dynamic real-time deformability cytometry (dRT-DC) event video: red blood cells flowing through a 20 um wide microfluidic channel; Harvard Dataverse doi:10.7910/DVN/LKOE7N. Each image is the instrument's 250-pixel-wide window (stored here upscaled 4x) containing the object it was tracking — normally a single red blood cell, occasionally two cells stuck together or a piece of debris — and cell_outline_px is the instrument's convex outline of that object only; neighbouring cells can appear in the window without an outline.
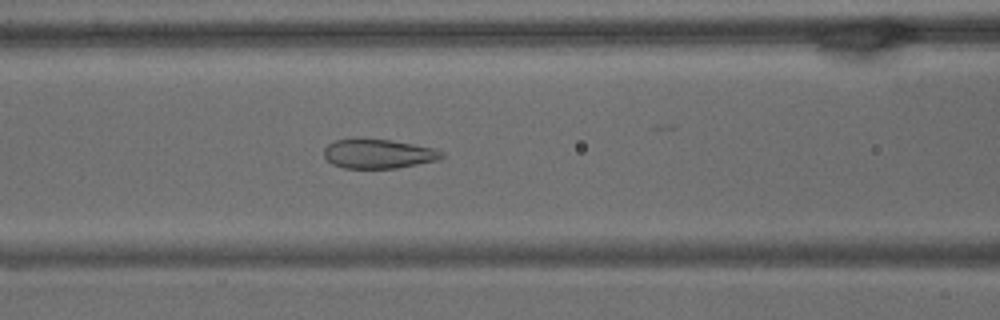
{"species": "common noctule bat (a hibernating species)", "species_latin": "Nyctalus noctula", "temperature_condition": "warm", "stored_images_in_passage": 56, "camera_frame_rate_fps": 3000, "um_per_image_px": 0.085, "animal": {"sex": "male", "body_mass_g": 15.6}, "frame": {"image": 1, "passage_image": 15, "time_ms": 4.667, "image_size_px": [1000, 320], "cell_outline_px": [[444, 156], [436, 160], [396, 168], [344, 168], [332, 164], [324, 156], [324, 148], [328, 144], [336, 140], [388, 140], [412, 144], [432, 148], [444, 152]], "centroid_in_image_um": [32.14, 13.09], "position_along_channel_um": 134.5, "area_um2": 19.54}}
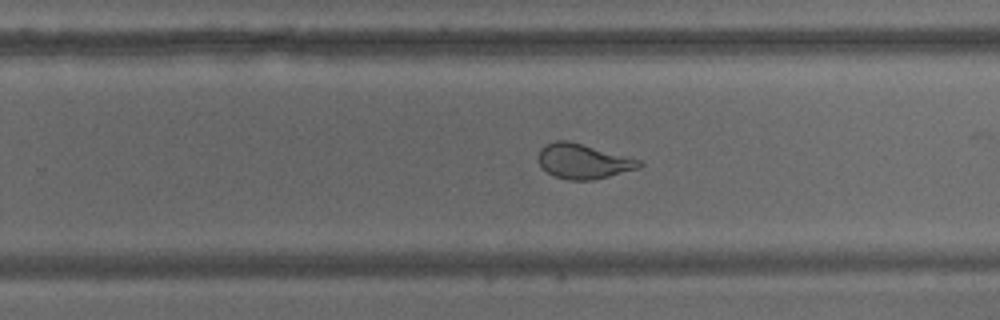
{"frame": {"image": 2, "passage_image": 30, "time_ms": 9.667, "image_size_px": [1000, 320], "cell_outline_px": [[644, 164], [640, 168], [592, 180], [568, 180], [556, 176], [548, 172], [540, 164], [536, 156], [540, 148], [556, 140], [568, 140], [640, 160]], "centroid_in_image_um": [49.56, 13.7], "position_along_channel_um": 280.2, "area_um2": 20.29}}
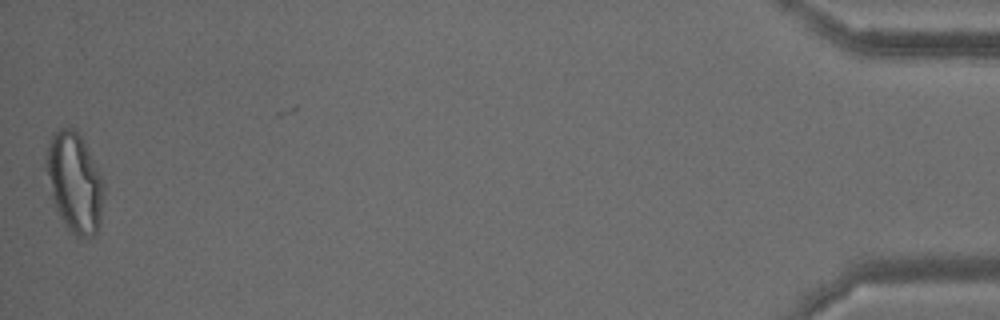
{"frame": {"image": 3, "passage_image": 55, "time_ms": 18.0, "image_size_px": [1000, 320], "cell_outline_px": [[104, 188], [100, 220], [96, 232], [92, 236], [76, 236], [68, 228], [60, 216], [56, 208], [52, 196], [44, 168], [48, 148], [52, 132], [60, 128], [72, 128], [80, 136], [100, 176]], "centroid_in_image_um": [6.3, 15.51], "position_along_channel_um": 428.9, "area_um2": 32.54}, "authors_computed_cell_mechanics": {"area_um2": 23.1489, "velocity_mm_per_s": 2.9218, "shape_relaxation_time_tau1_ms": null, "shape_relaxation_time_tau2_ms": 0.8819, "deformation_change_tau1": null, "deformation_change_tau2": 0.0828}}